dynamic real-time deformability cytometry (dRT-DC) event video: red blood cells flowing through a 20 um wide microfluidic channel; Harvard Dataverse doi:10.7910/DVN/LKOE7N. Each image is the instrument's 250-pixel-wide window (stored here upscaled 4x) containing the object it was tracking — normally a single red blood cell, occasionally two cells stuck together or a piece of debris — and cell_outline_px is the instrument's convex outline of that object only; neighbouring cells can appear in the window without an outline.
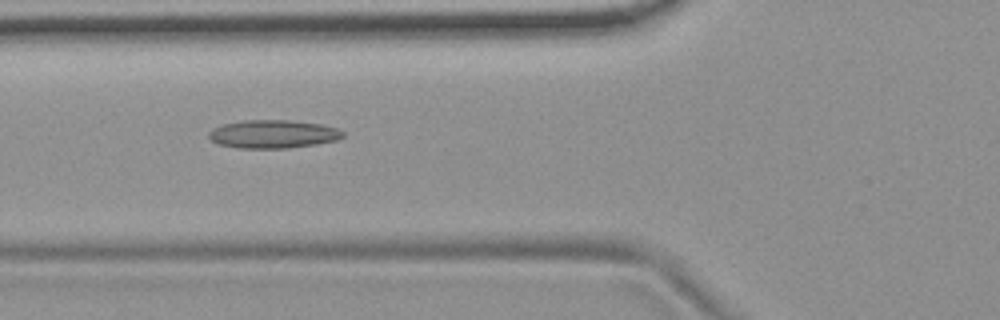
{"species": "common noctule bat (a hibernating species)", "species_latin": "Nyctalus noctula", "temperature_condition": "room temperature", "stored_images_in_passage": 45, "camera_frame_rate_fps": 3000, "um_per_image_px": 0.085, "animal": {"sex": "female", "body_mass_g": 19.9}, "frame": {"image": 1, "passage_image": 11, "time_ms": 3.333, "image_size_px": [1000, 320], "cell_outline_px": [[344, 136], [336, 140], [316, 144], [288, 148], [236, 148], [220, 144], [212, 140], [208, 136], [208, 132], [212, 128], [224, 124], [244, 120], [288, 120], [320, 124], [336, 128], [344, 132]], "centroid_in_image_um": [23.19, 11.4], "position_along_channel_um": 102.6, "area_um2": 21.96}}
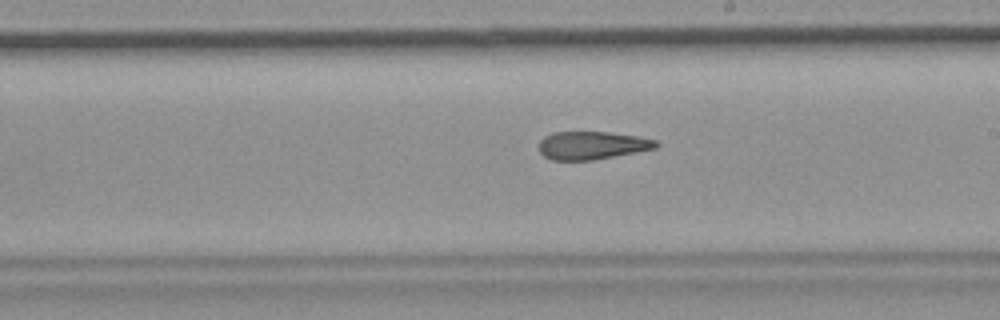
{"frame": {"image": 2, "passage_image": 22, "time_ms": 7.0, "image_size_px": [1000, 320], "cell_outline_px": [[660, 144], [656, 148], [636, 152], [592, 160], [552, 160], [544, 156], [540, 152], [540, 140], [544, 136], [552, 132], [608, 132], [640, 136], [656, 140]], "centroid_in_image_um": [50.33, 12.35], "position_along_channel_um": 238.7, "area_um2": 19.13}}
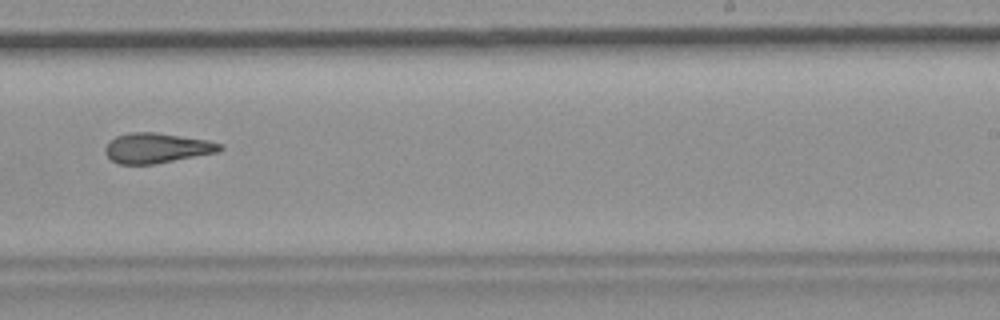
{"frame": {"image": 3, "passage_image": 25, "time_ms": 8.0, "image_size_px": [1000, 320], "cell_outline_px": [[224, 148], [220, 152], [152, 164], [120, 164], [112, 160], [104, 152], [104, 148], [108, 140], [116, 136], [128, 132], [156, 132], [208, 140], [224, 144]], "centroid_in_image_um": [13.33, 12.57], "position_along_channel_um": 275.7, "area_um2": 20.29}, "authors_computed_cell_mechanics": {"area_um2": 20.4034, "velocity_mm_per_s": 3.7133, "shape_relaxation_time_tau1_ms": null, "shape_relaxation_time_tau2_ms": 3.5394, "deformation_change_tau1": null, "deformation_change_tau2": 0.1431}}